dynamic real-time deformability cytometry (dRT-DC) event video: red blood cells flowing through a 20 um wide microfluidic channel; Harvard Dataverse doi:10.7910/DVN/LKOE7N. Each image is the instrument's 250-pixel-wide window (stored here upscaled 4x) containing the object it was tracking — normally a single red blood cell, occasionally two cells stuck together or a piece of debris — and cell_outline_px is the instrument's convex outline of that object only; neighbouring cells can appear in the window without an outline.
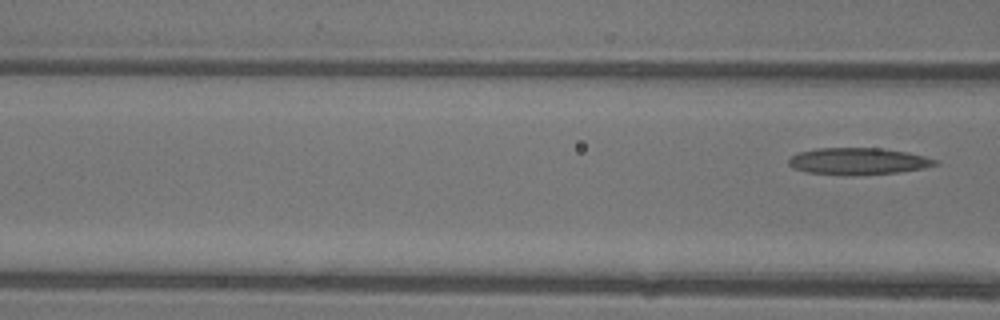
{"species": "common noctule bat (a hibernating species)", "species_latin": "Nyctalus noctula", "temperature_condition": "warm", "stored_images_in_passage": 5, "segment_of_instrument_passage": [2, 2], "camera_frame_rate_fps": 3000, "um_per_image_px": 0.085, "animal": {"sex": "female"}, "frame": {"image": 1, "passage_image": 5, "time_ms": 1.333, "image_size_px": [1000, 320], "cell_outline_px": [[940, 164], [924, 168], [900, 172], [852, 176], [844, 176], [808, 172], [792, 168], [788, 164], [788, 160], [796, 152], [816, 148], [880, 148], [908, 152], [940, 160]], "centroid_in_image_um": [72.95, 13.71], "position_along_channel_um": 93.6, "area_um2": 23.35}}